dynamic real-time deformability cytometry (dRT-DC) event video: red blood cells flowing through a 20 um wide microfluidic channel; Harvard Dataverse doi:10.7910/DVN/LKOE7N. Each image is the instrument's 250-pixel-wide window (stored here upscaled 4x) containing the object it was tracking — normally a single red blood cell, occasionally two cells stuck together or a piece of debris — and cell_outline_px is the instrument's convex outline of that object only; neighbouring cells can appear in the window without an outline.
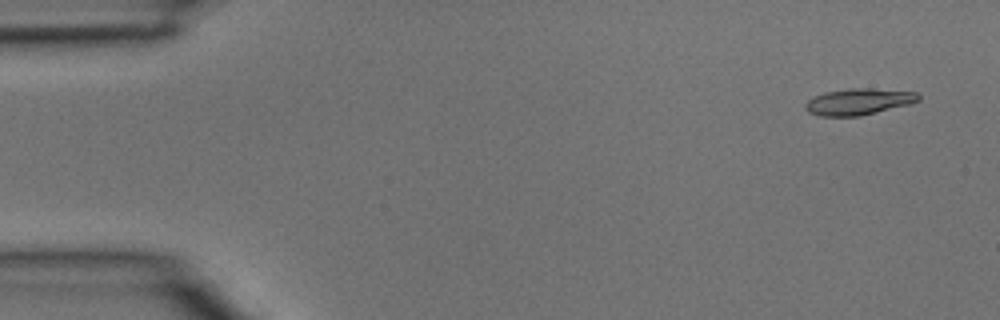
{"species": "common noctule bat (a hibernating species)", "species_latin": "Nyctalus noctula", "temperature_condition": "room temperature", "stored_images_in_passage": 4, "camera_frame_rate_fps": 3000, "um_per_image_px": 0.085, "animal": {"sex": "male", "body_mass_g": 15.6}, "frame": {"image": 1, "passage_image": 1, "time_ms": 0.0, "image_size_px": [1000, 320], "cell_outline_px": [[920, 100], [908, 104], [860, 116], [820, 116], [808, 112], [804, 108], [804, 104], [812, 96], [824, 92], [852, 88], [868, 88], [916, 92], [920, 96]], "centroid_in_image_um": [72.92, 8.64], "position_along_channel_um": 12.1, "area_um2": 17.34}}
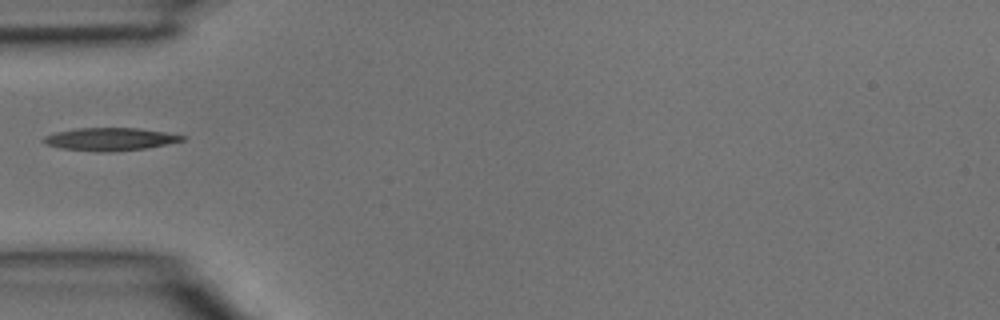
{"frame": {"image": 2, "passage_image": 4, "time_ms": 1.0, "image_size_px": [1000, 320], "cell_outline_px": [[184, 140], [148, 148], [112, 152], [96, 152], [60, 148], [44, 144], [40, 140], [44, 136], [56, 132], [76, 128], [136, 128], [164, 132], [184, 136]], "centroid_in_image_um": [9.28, 11.84], "position_along_channel_um": 75.7, "area_um2": 18.5}}